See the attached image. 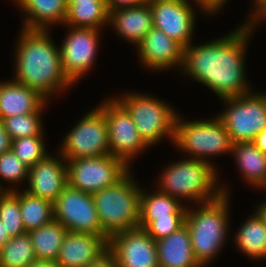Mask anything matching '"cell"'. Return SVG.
<instances>
[{
	"label": "cell",
	"instance_id": "cell-1",
	"mask_svg": "<svg viewBox=\"0 0 266 267\" xmlns=\"http://www.w3.org/2000/svg\"><path fill=\"white\" fill-rule=\"evenodd\" d=\"M210 43L184 47L185 72L210 87L221 99L250 92L245 83L244 50L254 27L250 23Z\"/></svg>",
	"mask_w": 266,
	"mask_h": 267
},
{
	"label": "cell",
	"instance_id": "cell-2",
	"mask_svg": "<svg viewBox=\"0 0 266 267\" xmlns=\"http://www.w3.org/2000/svg\"><path fill=\"white\" fill-rule=\"evenodd\" d=\"M16 51L15 82L37 91L46 100L51 93L72 84L64 73L60 50L47 30L23 28Z\"/></svg>",
	"mask_w": 266,
	"mask_h": 267
},
{
	"label": "cell",
	"instance_id": "cell-3",
	"mask_svg": "<svg viewBox=\"0 0 266 267\" xmlns=\"http://www.w3.org/2000/svg\"><path fill=\"white\" fill-rule=\"evenodd\" d=\"M131 179L127 173L115 185L93 194L98 219L108 239L139 228L141 189Z\"/></svg>",
	"mask_w": 266,
	"mask_h": 267
},
{
	"label": "cell",
	"instance_id": "cell-4",
	"mask_svg": "<svg viewBox=\"0 0 266 267\" xmlns=\"http://www.w3.org/2000/svg\"><path fill=\"white\" fill-rule=\"evenodd\" d=\"M162 176L159 191L177 199L185 197L196 202L199 200L197 203L202 201L201 204L215 201L222 194L227 195L225 189H214L217 174L207 159L190 158L173 163Z\"/></svg>",
	"mask_w": 266,
	"mask_h": 267
},
{
	"label": "cell",
	"instance_id": "cell-5",
	"mask_svg": "<svg viewBox=\"0 0 266 267\" xmlns=\"http://www.w3.org/2000/svg\"><path fill=\"white\" fill-rule=\"evenodd\" d=\"M227 195L212 202L202 203L197 211L187 209L185 224L190 235L195 259L205 266L224 244L227 233Z\"/></svg>",
	"mask_w": 266,
	"mask_h": 267
},
{
	"label": "cell",
	"instance_id": "cell-6",
	"mask_svg": "<svg viewBox=\"0 0 266 267\" xmlns=\"http://www.w3.org/2000/svg\"><path fill=\"white\" fill-rule=\"evenodd\" d=\"M174 144L192 157L204 161L205 156L232 151V141L222 121L182 122L176 117ZM203 157V158H202Z\"/></svg>",
	"mask_w": 266,
	"mask_h": 267
},
{
	"label": "cell",
	"instance_id": "cell-7",
	"mask_svg": "<svg viewBox=\"0 0 266 267\" xmlns=\"http://www.w3.org/2000/svg\"><path fill=\"white\" fill-rule=\"evenodd\" d=\"M148 96L133 93L118 101L130 113L140 136L148 145L155 144L164 135L174 141L177 114L167 104Z\"/></svg>",
	"mask_w": 266,
	"mask_h": 267
},
{
	"label": "cell",
	"instance_id": "cell-8",
	"mask_svg": "<svg viewBox=\"0 0 266 267\" xmlns=\"http://www.w3.org/2000/svg\"><path fill=\"white\" fill-rule=\"evenodd\" d=\"M64 160H68V185L92 195L115 185L129 172L128 165L111 154Z\"/></svg>",
	"mask_w": 266,
	"mask_h": 267
},
{
	"label": "cell",
	"instance_id": "cell-9",
	"mask_svg": "<svg viewBox=\"0 0 266 267\" xmlns=\"http://www.w3.org/2000/svg\"><path fill=\"white\" fill-rule=\"evenodd\" d=\"M228 109L218 116L230 135L232 143L252 142L266 128V94L250 92L224 98Z\"/></svg>",
	"mask_w": 266,
	"mask_h": 267
},
{
	"label": "cell",
	"instance_id": "cell-10",
	"mask_svg": "<svg viewBox=\"0 0 266 267\" xmlns=\"http://www.w3.org/2000/svg\"><path fill=\"white\" fill-rule=\"evenodd\" d=\"M61 158L79 159L110 154L107 121L100 108L89 112L64 139Z\"/></svg>",
	"mask_w": 266,
	"mask_h": 267
},
{
	"label": "cell",
	"instance_id": "cell-11",
	"mask_svg": "<svg viewBox=\"0 0 266 267\" xmlns=\"http://www.w3.org/2000/svg\"><path fill=\"white\" fill-rule=\"evenodd\" d=\"M54 220L70 232L106 237L100 225L92 194L67 185L53 202Z\"/></svg>",
	"mask_w": 266,
	"mask_h": 267
},
{
	"label": "cell",
	"instance_id": "cell-12",
	"mask_svg": "<svg viewBox=\"0 0 266 267\" xmlns=\"http://www.w3.org/2000/svg\"><path fill=\"white\" fill-rule=\"evenodd\" d=\"M99 108L107 121L110 154L129 165L128 160L149 145L140 136L130 113L118 100L106 101Z\"/></svg>",
	"mask_w": 266,
	"mask_h": 267
},
{
	"label": "cell",
	"instance_id": "cell-13",
	"mask_svg": "<svg viewBox=\"0 0 266 267\" xmlns=\"http://www.w3.org/2000/svg\"><path fill=\"white\" fill-rule=\"evenodd\" d=\"M108 250L114 255L118 267H159L156 240L142 228L111 236Z\"/></svg>",
	"mask_w": 266,
	"mask_h": 267
},
{
	"label": "cell",
	"instance_id": "cell-14",
	"mask_svg": "<svg viewBox=\"0 0 266 267\" xmlns=\"http://www.w3.org/2000/svg\"><path fill=\"white\" fill-rule=\"evenodd\" d=\"M149 5L153 27L163 31L183 47L191 44L195 16L187 0H153Z\"/></svg>",
	"mask_w": 266,
	"mask_h": 267
},
{
	"label": "cell",
	"instance_id": "cell-15",
	"mask_svg": "<svg viewBox=\"0 0 266 267\" xmlns=\"http://www.w3.org/2000/svg\"><path fill=\"white\" fill-rule=\"evenodd\" d=\"M71 29L59 50L64 73L74 83L94 63L99 30L75 27Z\"/></svg>",
	"mask_w": 266,
	"mask_h": 267
},
{
	"label": "cell",
	"instance_id": "cell-16",
	"mask_svg": "<svg viewBox=\"0 0 266 267\" xmlns=\"http://www.w3.org/2000/svg\"><path fill=\"white\" fill-rule=\"evenodd\" d=\"M107 251V237L68 231L55 261L61 267H86Z\"/></svg>",
	"mask_w": 266,
	"mask_h": 267
},
{
	"label": "cell",
	"instance_id": "cell-17",
	"mask_svg": "<svg viewBox=\"0 0 266 267\" xmlns=\"http://www.w3.org/2000/svg\"><path fill=\"white\" fill-rule=\"evenodd\" d=\"M56 157L47 155L29 168L27 193L54 202L68 185L67 166Z\"/></svg>",
	"mask_w": 266,
	"mask_h": 267
},
{
	"label": "cell",
	"instance_id": "cell-18",
	"mask_svg": "<svg viewBox=\"0 0 266 267\" xmlns=\"http://www.w3.org/2000/svg\"><path fill=\"white\" fill-rule=\"evenodd\" d=\"M138 50L143 64L151 69L183 65L184 47L155 27L138 44Z\"/></svg>",
	"mask_w": 266,
	"mask_h": 267
},
{
	"label": "cell",
	"instance_id": "cell-19",
	"mask_svg": "<svg viewBox=\"0 0 266 267\" xmlns=\"http://www.w3.org/2000/svg\"><path fill=\"white\" fill-rule=\"evenodd\" d=\"M159 267H202L195 259L186 224L156 241Z\"/></svg>",
	"mask_w": 266,
	"mask_h": 267
},
{
	"label": "cell",
	"instance_id": "cell-20",
	"mask_svg": "<svg viewBox=\"0 0 266 267\" xmlns=\"http://www.w3.org/2000/svg\"><path fill=\"white\" fill-rule=\"evenodd\" d=\"M46 99L37 91L17 83H0V120L8 117L41 112Z\"/></svg>",
	"mask_w": 266,
	"mask_h": 267
},
{
	"label": "cell",
	"instance_id": "cell-21",
	"mask_svg": "<svg viewBox=\"0 0 266 267\" xmlns=\"http://www.w3.org/2000/svg\"><path fill=\"white\" fill-rule=\"evenodd\" d=\"M108 22H112L115 30L121 36L136 43V45L153 28L152 12L147 3L111 10L109 11Z\"/></svg>",
	"mask_w": 266,
	"mask_h": 267
},
{
	"label": "cell",
	"instance_id": "cell-22",
	"mask_svg": "<svg viewBox=\"0 0 266 267\" xmlns=\"http://www.w3.org/2000/svg\"><path fill=\"white\" fill-rule=\"evenodd\" d=\"M17 3L29 15L25 29L47 30L50 23L65 22L66 0H17Z\"/></svg>",
	"mask_w": 266,
	"mask_h": 267
},
{
	"label": "cell",
	"instance_id": "cell-23",
	"mask_svg": "<svg viewBox=\"0 0 266 267\" xmlns=\"http://www.w3.org/2000/svg\"><path fill=\"white\" fill-rule=\"evenodd\" d=\"M157 192L145 195L141 190L139 228L145 229L156 218H186L187 208L177 198Z\"/></svg>",
	"mask_w": 266,
	"mask_h": 267
},
{
	"label": "cell",
	"instance_id": "cell-24",
	"mask_svg": "<svg viewBox=\"0 0 266 267\" xmlns=\"http://www.w3.org/2000/svg\"><path fill=\"white\" fill-rule=\"evenodd\" d=\"M231 153L235 154L245 179L252 185L263 187L266 183V154H263L252 142L233 143Z\"/></svg>",
	"mask_w": 266,
	"mask_h": 267
},
{
	"label": "cell",
	"instance_id": "cell-25",
	"mask_svg": "<svg viewBox=\"0 0 266 267\" xmlns=\"http://www.w3.org/2000/svg\"><path fill=\"white\" fill-rule=\"evenodd\" d=\"M68 230L58 221L29 231L36 259L55 261Z\"/></svg>",
	"mask_w": 266,
	"mask_h": 267
},
{
	"label": "cell",
	"instance_id": "cell-26",
	"mask_svg": "<svg viewBox=\"0 0 266 267\" xmlns=\"http://www.w3.org/2000/svg\"><path fill=\"white\" fill-rule=\"evenodd\" d=\"M109 12L105 1L67 2L65 24L75 28L99 27L108 22Z\"/></svg>",
	"mask_w": 266,
	"mask_h": 267
},
{
	"label": "cell",
	"instance_id": "cell-27",
	"mask_svg": "<svg viewBox=\"0 0 266 267\" xmlns=\"http://www.w3.org/2000/svg\"><path fill=\"white\" fill-rule=\"evenodd\" d=\"M20 211L26 232L54 220L53 202L33 196L26 191L19 193Z\"/></svg>",
	"mask_w": 266,
	"mask_h": 267
},
{
	"label": "cell",
	"instance_id": "cell-28",
	"mask_svg": "<svg viewBox=\"0 0 266 267\" xmlns=\"http://www.w3.org/2000/svg\"><path fill=\"white\" fill-rule=\"evenodd\" d=\"M239 229L236 238L238 248L251 258H266V227L257 214Z\"/></svg>",
	"mask_w": 266,
	"mask_h": 267
},
{
	"label": "cell",
	"instance_id": "cell-29",
	"mask_svg": "<svg viewBox=\"0 0 266 267\" xmlns=\"http://www.w3.org/2000/svg\"><path fill=\"white\" fill-rule=\"evenodd\" d=\"M35 259L28 232L10 238L0 249V267H27Z\"/></svg>",
	"mask_w": 266,
	"mask_h": 267
},
{
	"label": "cell",
	"instance_id": "cell-30",
	"mask_svg": "<svg viewBox=\"0 0 266 267\" xmlns=\"http://www.w3.org/2000/svg\"><path fill=\"white\" fill-rule=\"evenodd\" d=\"M0 220L10 238L26 233L23 226L19 193L14 190L0 191Z\"/></svg>",
	"mask_w": 266,
	"mask_h": 267
},
{
	"label": "cell",
	"instance_id": "cell-31",
	"mask_svg": "<svg viewBox=\"0 0 266 267\" xmlns=\"http://www.w3.org/2000/svg\"><path fill=\"white\" fill-rule=\"evenodd\" d=\"M40 113L34 112L22 114L3 119L6 132L11 140L21 137L39 136L42 135V127L40 121Z\"/></svg>",
	"mask_w": 266,
	"mask_h": 267
},
{
	"label": "cell",
	"instance_id": "cell-32",
	"mask_svg": "<svg viewBox=\"0 0 266 267\" xmlns=\"http://www.w3.org/2000/svg\"><path fill=\"white\" fill-rule=\"evenodd\" d=\"M11 150L28 168L47 156L42 135L17 138L12 141Z\"/></svg>",
	"mask_w": 266,
	"mask_h": 267
},
{
	"label": "cell",
	"instance_id": "cell-33",
	"mask_svg": "<svg viewBox=\"0 0 266 267\" xmlns=\"http://www.w3.org/2000/svg\"><path fill=\"white\" fill-rule=\"evenodd\" d=\"M29 168L21 162L12 150L0 155V178L6 181L18 182L28 177ZM0 187V191H2Z\"/></svg>",
	"mask_w": 266,
	"mask_h": 267
},
{
	"label": "cell",
	"instance_id": "cell-34",
	"mask_svg": "<svg viewBox=\"0 0 266 267\" xmlns=\"http://www.w3.org/2000/svg\"><path fill=\"white\" fill-rule=\"evenodd\" d=\"M185 224V218H156L144 230L158 240L169 236Z\"/></svg>",
	"mask_w": 266,
	"mask_h": 267
},
{
	"label": "cell",
	"instance_id": "cell-35",
	"mask_svg": "<svg viewBox=\"0 0 266 267\" xmlns=\"http://www.w3.org/2000/svg\"><path fill=\"white\" fill-rule=\"evenodd\" d=\"M86 267H118L114 255L108 250L99 259L92 261Z\"/></svg>",
	"mask_w": 266,
	"mask_h": 267
},
{
	"label": "cell",
	"instance_id": "cell-36",
	"mask_svg": "<svg viewBox=\"0 0 266 267\" xmlns=\"http://www.w3.org/2000/svg\"><path fill=\"white\" fill-rule=\"evenodd\" d=\"M108 12L120 8H127L142 4L140 0H105Z\"/></svg>",
	"mask_w": 266,
	"mask_h": 267
},
{
	"label": "cell",
	"instance_id": "cell-37",
	"mask_svg": "<svg viewBox=\"0 0 266 267\" xmlns=\"http://www.w3.org/2000/svg\"><path fill=\"white\" fill-rule=\"evenodd\" d=\"M12 140L5 130L2 120H0V155L6 151L11 150Z\"/></svg>",
	"mask_w": 266,
	"mask_h": 267
},
{
	"label": "cell",
	"instance_id": "cell-38",
	"mask_svg": "<svg viewBox=\"0 0 266 267\" xmlns=\"http://www.w3.org/2000/svg\"><path fill=\"white\" fill-rule=\"evenodd\" d=\"M226 0H196L202 9L207 12H216Z\"/></svg>",
	"mask_w": 266,
	"mask_h": 267
},
{
	"label": "cell",
	"instance_id": "cell-39",
	"mask_svg": "<svg viewBox=\"0 0 266 267\" xmlns=\"http://www.w3.org/2000/svg\"><path fill=\"white\" fill-rule=\"evenodd\" d=\"M256 148L266 154V128L261 131L252 141Z\"/></svg>",
	"mask_w": 266,
	"mask_h": 267
},
{
	"label": "cell",
	"instance_id": "cell-40",
	"mask_svg": "<svg viewBox=\"0 0 266 267\" xmlns=\"http://www.w3.org/2000/svg\"><path fill=\"white\" fill-rule=\"evenodd\" d=\"M27 267H61L56 261L35 259Z\"/></svg>",
	"mask_w": 266,
	"mask_h": 267
},
{
	"label": "cell",
	"instance_id": "cell-41",
	"mask_svg": "<svg viewBox=\"0 0 266 267\" xmlns=\"http://www.w3.org/2000/svg\"><path fill=\"white\" fill-rule=\"evenodd\" d=\"M10 239V236L6 233V229L0 220V249Z\"/></svg>",
	"mask_w": 266,
	"mask_h": 267
},
{
	"label": "cell",
	"instance_id": "cell-42",
	"mask_svg": "<svg viewBox=\"0 0 266 267\" xmlns=\"http://www.w3.org/2000/svg\"><path fill=\"white\" fill-rule=\"evenodd\" d=\"M256 214L259 216V218L262 220L263 224H264L265 227H266V202H263V203L259 206V208H258Z\"/></svg>",
	"mask_w": 266,
	"mask_h": 267
},
{
	"label": "cell",
	"instance_id": "cell-43",
	"mask_svg": "<svg viewBox=\"0 0 266 267\" xmlns=\"http://www.w3.org/2000/svg\"><path fill=\"white\" fill-rule=\"evenodd\" d=\"M257 6V12L266 4V0H255Z\"/></svg>",
	"mask_w": 266,
	"mask_h": 267
},
{
	"label": "cell",
	"instance_id": "cell-44",
	"mask_svg": "<svg viewBox=\"0 0 266 267\" xmlns=\"http://www.w3.org/2000/svg\"><path fill=\"white\" fill-rule=\"evenodd\" d=\"M67 2H91V1H105V0H66Z\"/></svg>",
	"mask_w": 266,
	"mask_h": 267
},
{
	"label": "cell",
	"instance_id": "cell-45",
	"mask_svg": "<svg viewBox=\"0 0 266 267\" xmlns=\"http://www.w3.org/2000/svg\"><path fill=\"white\" fill-rule=\"evenodd\" d=\"M142 3H147V4H149V3H151L153 0H140Z\"/></svg>",
	"mask_w": 266,
	"mask_h": 267
}]
</instances>
